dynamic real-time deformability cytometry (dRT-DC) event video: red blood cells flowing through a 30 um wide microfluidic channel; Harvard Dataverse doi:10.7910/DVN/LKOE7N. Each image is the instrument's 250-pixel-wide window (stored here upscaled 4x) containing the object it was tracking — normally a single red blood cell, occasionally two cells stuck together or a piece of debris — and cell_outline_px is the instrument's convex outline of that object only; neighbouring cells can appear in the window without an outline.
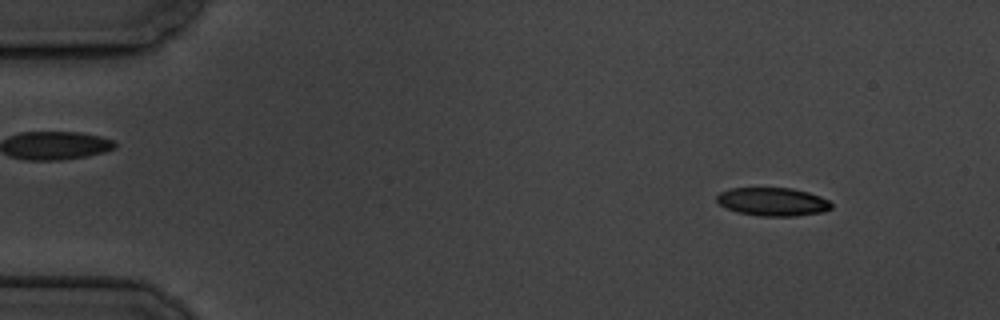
{"species": "common noctule bat (a hibernating species)", "species_latin": "Nyctalus noctula", "temperature_condition": "cold", "stored_images_in_passage": 5, "camera_frame_rate_fps": 3000, "um_per_image_px": 0.085, "animal": {"sex": "male", "body_mass_g": 19.5, "forearm_length_mm": 54.6}, "frame": {"image": 1, "passage_image": 1, "time_ms": 0.0, "image_size_px": [1000, 320], "cell_outline_px": [[832, 208], [824, 212], [796, 216], [760, 216], [740, 212], [728, 208], [720, 204], [716, 200], [716, 196], [720, 192], [732, 188], [792, 188], [808, 192], [820, 196], [828, 200], [832, 204]], "centroid_in_image_um": [65.72, 17.14], "position_along_channel_um": 19.3, "area_um2": 18.84}}
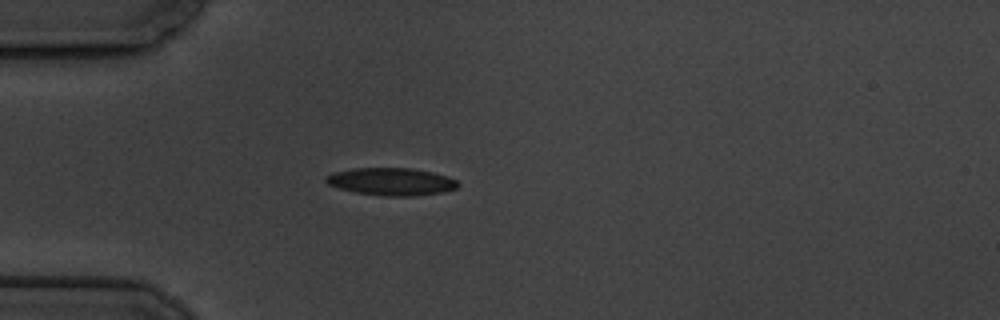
{"frame": {"image": 2, "passage_image": 4, "time_ms": 3.333, "image_size_px": [1000, 320], "cell_outline_px": [[460, 184], [456, 188], [444, 192], [412, 196], [388, 196], [356, 192], [340, 188], [328, 184], [324, 180], [324, 176], [332, 172], [352, 168], [412, 168], [432, 172], [448, 176], [456, 180]], "centroid_in_image_um": [33.26, 15.42], "position_along_channel_um": 51.7, "area_um2": 21.21}}